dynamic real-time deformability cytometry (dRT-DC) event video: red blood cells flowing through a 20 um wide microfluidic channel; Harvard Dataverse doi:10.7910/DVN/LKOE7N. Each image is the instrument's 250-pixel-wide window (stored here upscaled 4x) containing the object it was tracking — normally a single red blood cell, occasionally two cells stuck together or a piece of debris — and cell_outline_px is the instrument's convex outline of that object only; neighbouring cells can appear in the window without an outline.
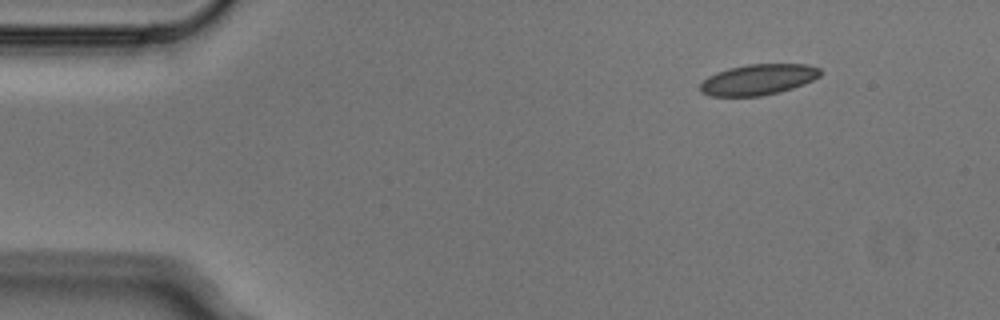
{"species": "Egyptian fruit bat (a non-hibernating species)", "species_latin": "Rousettus aegyptiacus", "temperature_condition": "cold", "stored_images_in_passage": 6, "camera_frame_rate_fps": 3000, "um_per_image_px": 0.085, "animal": {"sex": "male"}, "frame": {"image": 1, "passage_image": 1, "time_ms": 0.0, "image_size_px": [1000, 320], "cell_outline_px": [[820, 76], [804, 84], [780, 92], [760, 96], [708, 96], [700, 92], [700, 84], [708, 76], [716, 72], [728, 68], [748, 64], [808, 64], [820, 68]], "centroid_in_image_um": [64.43, 6.76], "position_along_channel_um": 20.6, "area_um2": 21.62}}
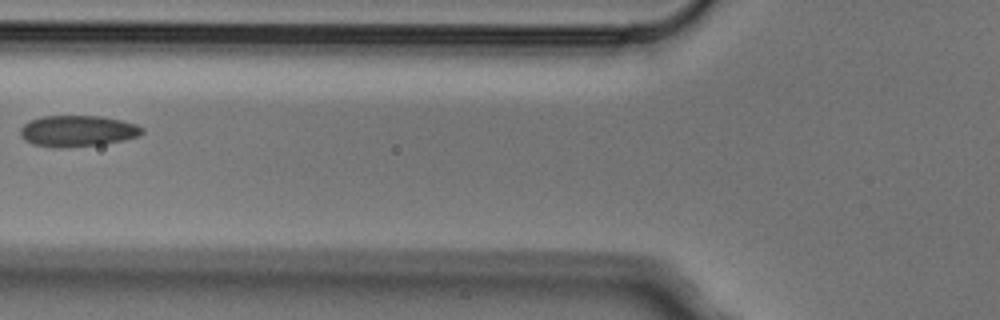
{"frame": {"image": 2, "passage_image": 5, "time_ms": 1.333, "image_size_px": [1000, 320], "cell_outline_px": [[144, 132], [140, 136], [124, 140], [100, 144], [60, 148], [52, 148], [32, 144], [24, 140], [20, 136], [20, 128], [24, 124], [32, 120], [44, 116], [100, 116], [120, 120], [136, 124], [144, 128]], "centroid_in_image_um": [6.59, 11.14], "position_along_channel_um": 119.2, "area_um2": 22.2}}
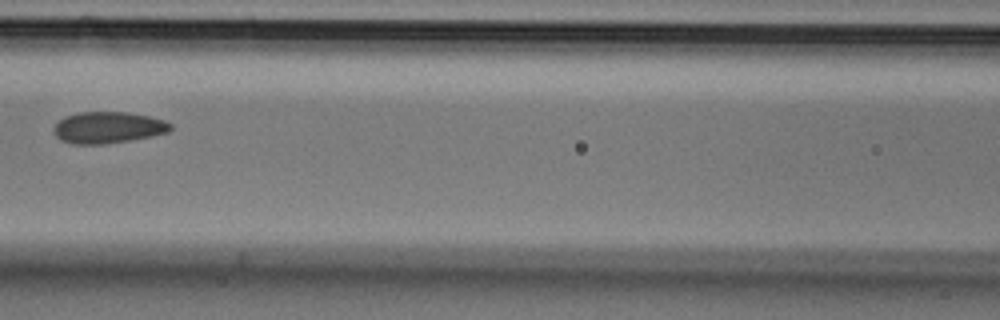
{"frame": {"image": 3, "passage_image": 6, "time_ms": 1.667, "image_size_px": [1000, 320], "cell_outline_px": [[172, 128], [168, 132], [152, 136], [104, 144], [72, 144], [60, 140], [56, 136], [52, 128], [64, 116], [80, 112], [128, 112], [148, 116], [164, 120], [172, 124]], "centroid_in_image_um": [9.17, 10.84], "position_along_channel_um": 157.4, "area_um2": 21.44}}